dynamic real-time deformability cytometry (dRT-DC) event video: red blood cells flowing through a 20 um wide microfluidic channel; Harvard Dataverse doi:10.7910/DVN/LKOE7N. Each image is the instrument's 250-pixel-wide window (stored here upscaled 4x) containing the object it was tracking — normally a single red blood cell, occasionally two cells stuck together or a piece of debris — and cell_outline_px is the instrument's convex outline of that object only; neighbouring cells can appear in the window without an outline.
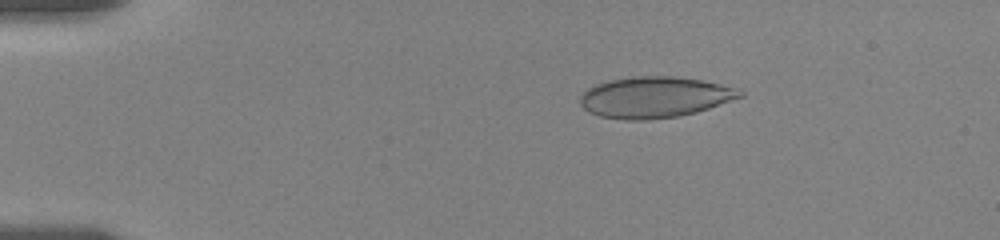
{"species": "human", "species_latin": "Homo sapiens", "temperature_condition": "room temperature", "stored_images_in_passage": 26, "camera_frame_rate_fps": 3000, "um_per_image_px": 0.085, "donor": {"sex": "female"}, "frame": {"image": 1, "passage_image": 2, "time_ms": 0.667, "image_size_px": [1000, 240], "cell_outline_px": [[744, 96], [696, 112], [680, 116], [648, 120], [628, 120], [600, 116], [588, 112], [580, 104], [580, 96], [588, 88], [596, 84], [608, 80], [632, 76], [676, 76], [700, 80], [720, 84], [736, 88], [744, 92]], "centroid_in_image_um": [55.63, 8.26], "position_along_channel_um": 29.4, "area_um2": 38.26}}
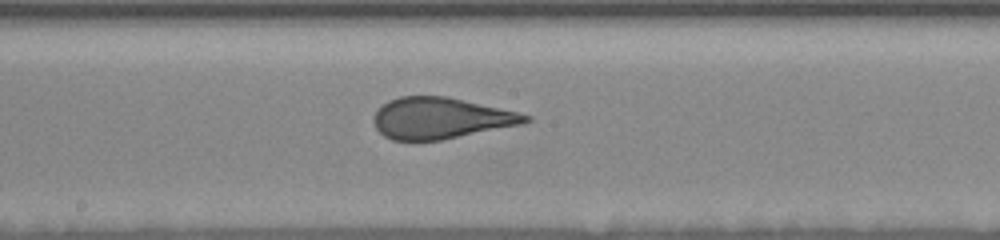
{"frame": {"image": 2, "passage_image": 17, "time_ms": 7.667, "image_size_px": [1000, 240], "cell_outline_px": [[532, 120], [520, 124], [440, 140], [392, 140], [384, 136], [376, 128], [372, 120], [376, 112], [388, 100], [400, 96], [448, 96], [520, 112], [532, 116]], "centroid_in_image_um": [37.46, 10.03], "position_along_channel_um": 210.7, "area_um2": 36.3}}
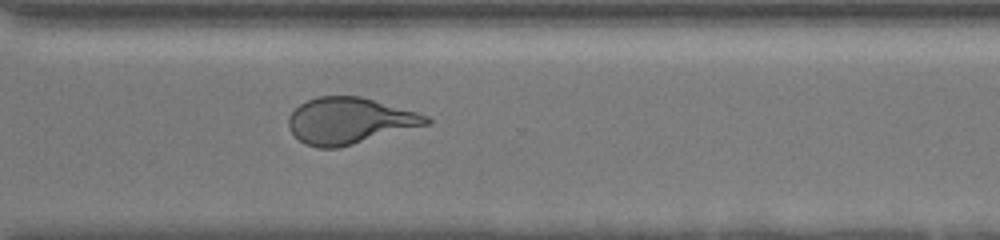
{"frame": {"image": 3, "passage_image": 26, "time_ms": 11.333, "image_size_px": [1000, 240], "cell_outline_px": [[432, 124], [336, 148], [316, 148], [304, 144], [288, 128], [288, 116], [300, 104], [316, 96], [360, 96], [416, 112], [428, 116], [432, 120]], "centroid_in_image_um": [29.71, 10.27], "position_along_channel_um": 340.9, "area_um2": 37.11}}